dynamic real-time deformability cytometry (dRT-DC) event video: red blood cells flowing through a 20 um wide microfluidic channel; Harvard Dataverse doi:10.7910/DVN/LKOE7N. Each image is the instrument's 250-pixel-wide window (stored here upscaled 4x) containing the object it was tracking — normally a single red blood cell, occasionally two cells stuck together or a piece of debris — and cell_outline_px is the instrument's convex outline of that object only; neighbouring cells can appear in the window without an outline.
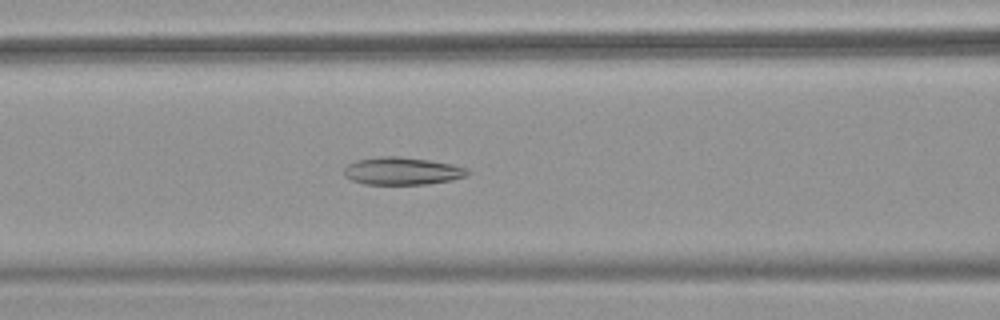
{"species": "common noctule bat (a hibernating species)", "species_latin": "Nyctalus noctula", "temperature_condition": "warm", "stored_images_in_passage": 52, "camera_frame_rate_fps": 3000, "um_per_image_px": 0.085, "animal": {"sex": "female", "body_mass_g": 18.4}, "frame": {"image": 1, "passage_image": 22, "time_ms": 7.0, "image_size_px": [1000, 320], "cell_outline_px": [[472, 172], [468, 176], [452, 180], [428, 184], [364, 184], [352, 180], [344, 176], [344, 168], [348, 164], [356, 160], [384, 156], [396, 156], [428, 160], [452, 164], [468, 168]], "centroid_in_image_um": [34.22, 14.54], "position_along_channel_um": 132.4, "area_um2": 19.94}}
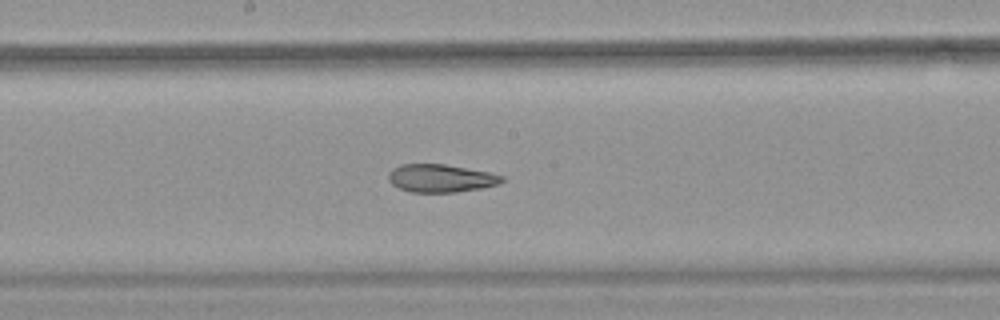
{"frame": {"image": 2, "passage_image": 28, "time_ms": 9.0, "image_size_px": [1000, 320], "cell_outline_px": [[504, 180], [500, 184], [480, 188], [456, 192], [412, 192], [400, 188], [392, 184], [388, 180], [388, 172], [392, 168], [400, 164], [444, 164], [488, 172], [504, 176]], "centroid_in_image_um": [37.45, 15.14], "position_along_channel_um": 210.8, "area_um2": 18.44}}
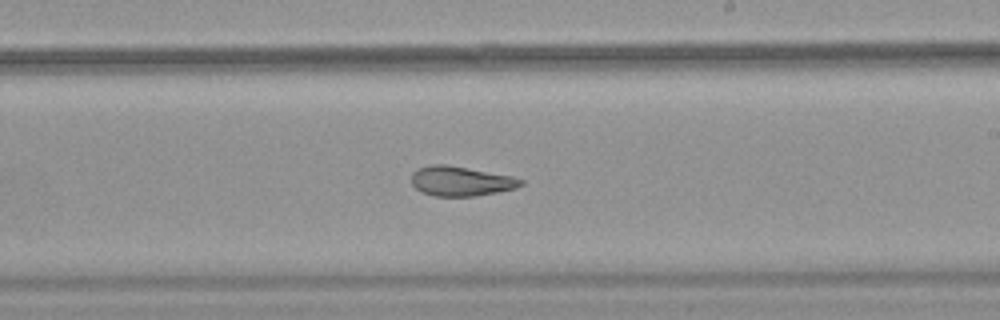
{"frame": {"image": 3, "passage_image": 31, "time_ms": 10.0, "image_size_px": [1000, 320], "cell_outline_px": [[524, 184], [516, 188], [476, 196], [436, 196], [420, 192], [412, 184], [412, 172], [420, 168], [432, 164], [444, 164], [512, 176], [524, 180]], "centroid_in_image_um": [39.17, 15.4], "position_along_channel_um": 249.8, "area_um2": 18.79}, "authors_computed_cell_mechanics": {"area_um2": 23.6402, "velocity_mm_per_s": 3.937, "shape_relaxation_time_tau1_ms": null, "shape_relaxation_time_tau2_ms": 2.7744, "deformation_change_tau1": null, "deformation_change_tau2": 0.09}}